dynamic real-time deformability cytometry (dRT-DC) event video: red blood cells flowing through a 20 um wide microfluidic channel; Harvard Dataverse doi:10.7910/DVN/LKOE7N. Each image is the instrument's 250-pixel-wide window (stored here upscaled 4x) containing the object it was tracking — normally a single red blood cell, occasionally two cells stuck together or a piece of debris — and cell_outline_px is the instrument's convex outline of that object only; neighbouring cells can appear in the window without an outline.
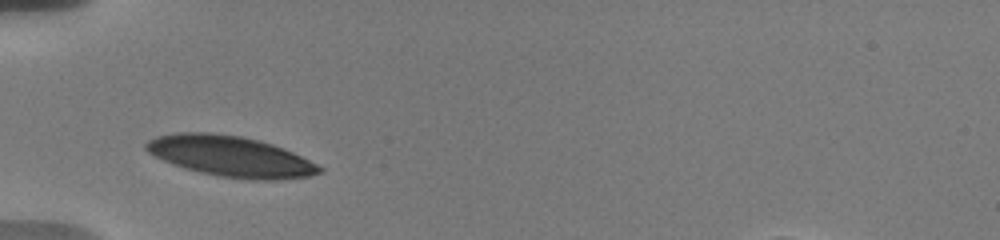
{"species": "human", "species_latin": "Homo sapiens", "temperature_condition": "warm", "stored_images_in_passage": 9, "camera_frame_rate_fps": 3000, "um_per_image_px": 0.085, "donor": {"sex": "male"}, "frame": {"image": 1, "passage_image": 1, "time_ms": 0.0, "image_size_px": [1000, 240], "cell_outline_px": [[324, 172], [308, 176], [276, 180], [256, 180], [220, 176], [200, 172], [184, 168], [164, 160], [148, 152], [144, 148], [144, 144], [148, 140], [156, 136], [176, 132], [208, 132], [240, 136], [260, 140], [284, 148], [324, 168]], "centroid_in_image_um": [19.59, 13.28], "position_along_channel_um": 65.4, "area_um2": 40.92}}
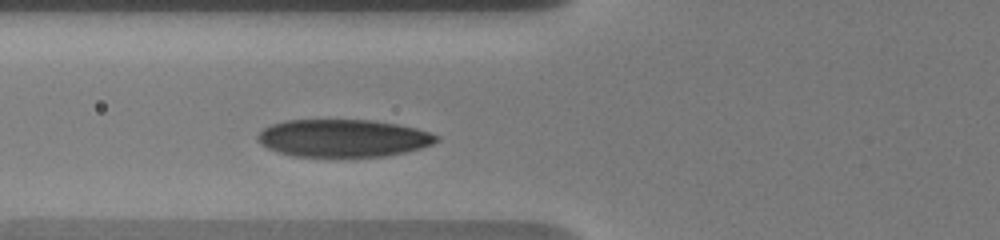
{"frame": {"image": 2, "passage_image": 7, "time_ms": 1.0, "image_size_px": [1000, 240], "cell_outline_px": [[440, 140], [432, 144], [420, 148], [404, 152], [384, 156], [292, 156], [268, 148], [260, 144], [256, 140], [256, 136], [264, 128], [272, 124], [284, 120], [372, 120], [396, 124], [416, 128], [440, 136]], "centroid_in_image_um": [29.15, 11.73], "position_along_channel_um": 96.6, "area_um2": 39.02}}